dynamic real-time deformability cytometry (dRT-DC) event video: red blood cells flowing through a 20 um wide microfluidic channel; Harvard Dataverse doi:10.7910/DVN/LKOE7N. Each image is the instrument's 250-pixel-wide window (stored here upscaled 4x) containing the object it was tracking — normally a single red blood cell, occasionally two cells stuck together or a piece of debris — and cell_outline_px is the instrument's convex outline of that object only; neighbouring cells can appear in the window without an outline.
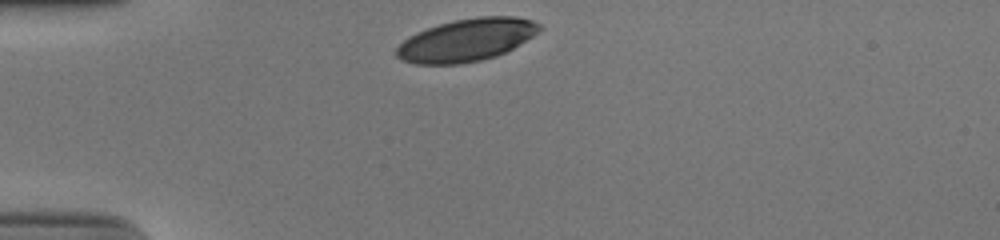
{"species": "human", "species_latin": "Homo sapiens", "temperature_condition": "cold", "stored_images_in_passage": 30, "camera_frame_rate_fps": 3000, "um_per_image_px": 0.085, "donor": {"sex": "male"}, "frame": {"image": 1, "passage_image": 1, "time_ms": 0.0, "image_size_px": [1000, 240], "cell_outline_px": [[544, 28], [532, 36], [512, 48], [496, 56], [480, 60], [460, 64], [416, 64], [400, 60], [396, 56], [396, 48], [408, 36], [416, 32], [452, 20], [480, 16], [516, 16], [532, 20], [540, 24]], "centroid_in_image_um": [39.64, 3.39], "position_along_channel_um": 45.4, "area_um2": 35.43}}
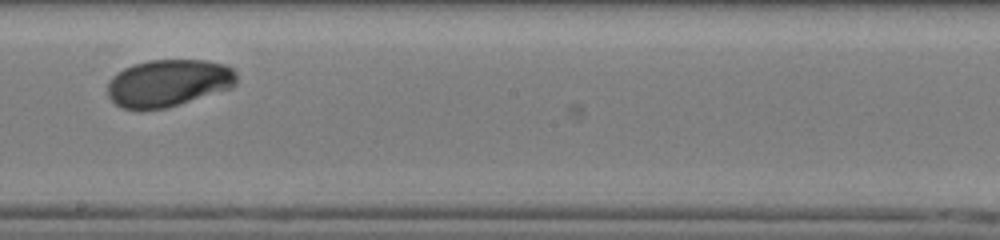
{"frame": {"image": 2, "passage_image": 18, "time_ms": 5.667, "image_size_px": [1000, 240], "cell_outline_px": [[236, 84], [232, 88], [168, 108], [140, 112], [120, 108], [108, 96], [108, 80], [112, 76], [124, 68], [132, 64], [148, 60], [204, 60], [224, 64], [232, 68], [236, 72]], "centroid_in_image_um": [14.28, 7.09], "position_along_channel_um": 233.9, "area_um2": 36.24}}
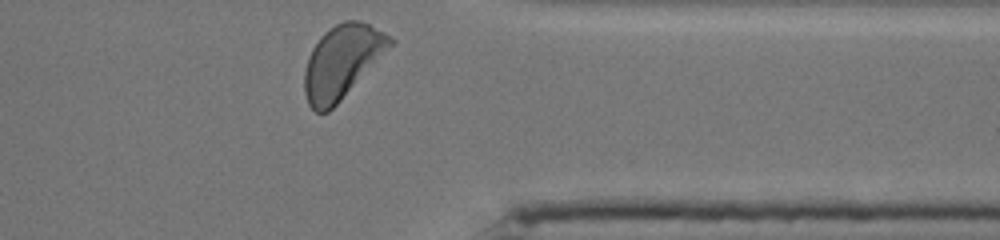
{"frame": {"image": 3, "passage_image": 30, "time_ms": 9.667, "image_size_px": [1000, 240], "cell_outline_px": [[396, 40], [340, 100], [328, 112], [316, 112], [308, 104], [304, 92], [304, 72], [308, 56], [312, 48], [320, 36], [328, 28], [344, 20], [356, 20], [368, 24], [392, 36]], "centroid_in_image_um": [29.03, 5.22], "position_along_channel_um": 382.4, "area_um2": 35.95}, "authors_computed_cell_mechanics": {"area_um2": 36.0961, "velocity_mm_per_s": 3.8441, "shape_relaxation_time_tau1_ms": 1.9072, "shape_relaxation_time_tau2_ms": null, "deformation_change_tau1": 0.1246, "deformation_change_tau2": null}}